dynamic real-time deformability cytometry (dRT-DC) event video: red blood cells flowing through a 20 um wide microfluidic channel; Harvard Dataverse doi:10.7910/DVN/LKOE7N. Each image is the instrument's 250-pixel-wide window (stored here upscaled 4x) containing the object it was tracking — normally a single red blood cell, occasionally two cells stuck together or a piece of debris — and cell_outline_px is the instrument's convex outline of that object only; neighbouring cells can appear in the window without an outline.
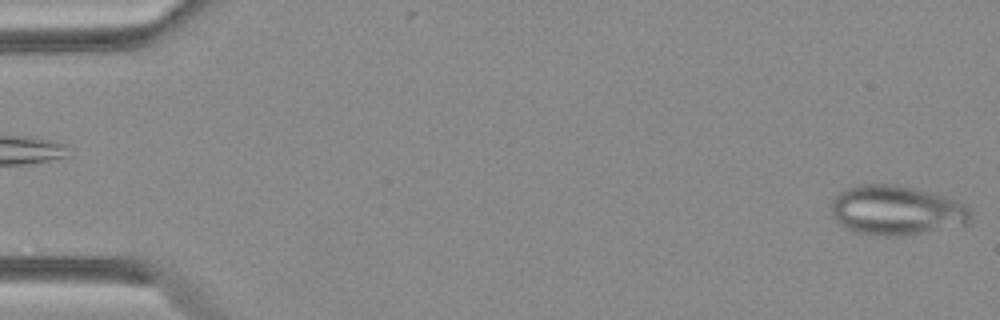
{"species": "Egyptian fruit bat (a non-hibernating species)", "species_latin": "Rousettus aegyptiacus", "temperature_condition": "warm", "stored_images_in_passage": 9, "camera_frame_rate_fps": 3000, "um_per_image_px": 0.085, "animal": {"sex": "female"}, "frame": {"image": 1, "passage_image": 1, "time_ms": 0.0, "image_size_px": [1000, 320], "cell_outline_px": [[968, 224], [900, 236], [884, 236], [856, 232], [840, 224], [836, 220], [832, 212], [832, 200], [840, 192], [856, 184], [896, 184], [912, 188], [952, 200], [968, 208]], "centroid_in_image_um": [76.1, 17.88], "position_along_channel_um": 8.9, "area_um2": 39.25}}